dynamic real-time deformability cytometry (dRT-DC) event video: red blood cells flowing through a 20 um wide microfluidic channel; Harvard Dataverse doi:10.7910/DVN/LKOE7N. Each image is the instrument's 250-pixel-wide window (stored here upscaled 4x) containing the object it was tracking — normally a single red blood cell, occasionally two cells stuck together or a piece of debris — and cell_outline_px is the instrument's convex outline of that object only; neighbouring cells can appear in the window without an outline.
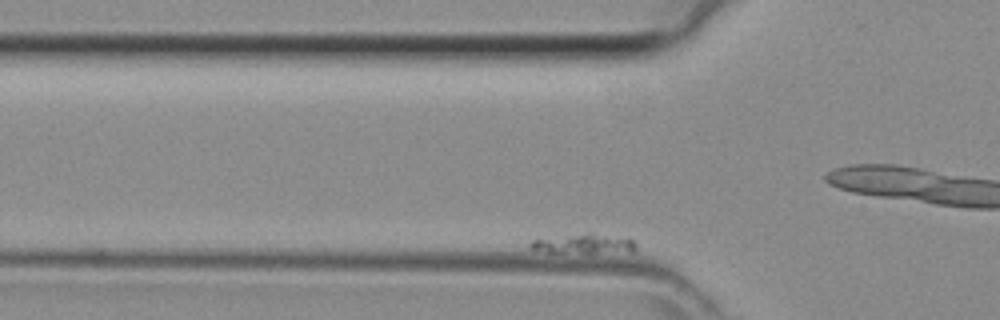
{"species": "common noctule bat (a hibernating species)", "species_latin": "Nyctalus noctula", "temperature_condition": "room temperature", "stored_images_in_passage": 51, "camera_frame_rate_fps": 3000, "um_per_image_px": 0.085, "animal": {"sex": "female", "body_mass_g": 29.2, "forearm_length_mm": 56.3}, "frame": {"image": 1, "passage_image": 10, "time_ms": 3.0, "image_size_px": [1000, 320], "cell_outline_px": [[636, 252], [548, 252], [528, 248], [528, 244], [532, 240], [588, 232], [596, 232], [628, 236], [636, 244]], "centroid_in_image_um": [49.74, 20.69], "position_along_channel_um": 76.1, "area_um2": 12.48}}
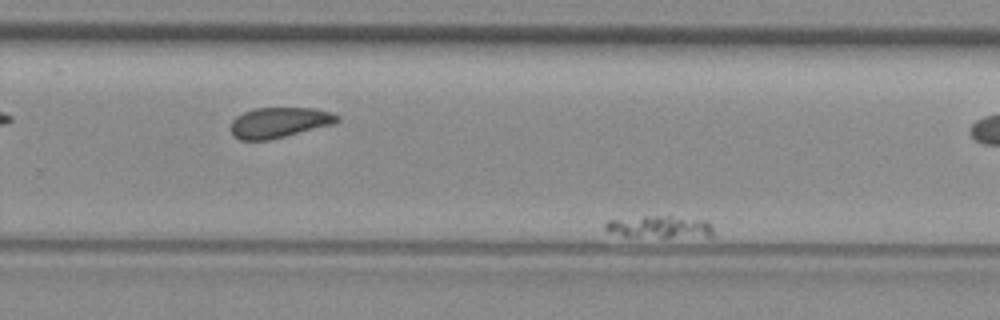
{"frame": {"image": 2, "passage_image": 32, "time_ms": 10.333, "image_size_px": [1000, 320], "cell_outline_px": [[712, 236], [624, 236], [608, 232], [604, 228], [604, 224], [608, 220], [644, 216], [668, 216], [708, 220], [712, 228]], "centroid_in_image_um": [56.02, 19.26], "position_along_channel_um": 273.8, "area_um2": 13.7}}
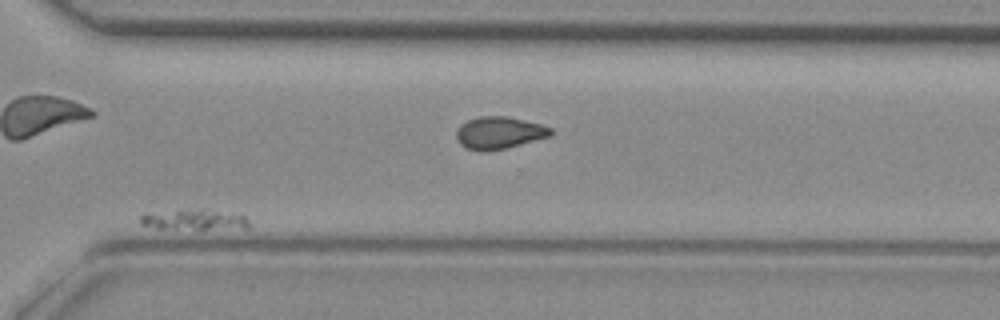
{"frame": {"image": 3, "passage_image": 40, "time_ms": 13.0, "image_size_px": [1000, 320], "cell_outline_px": [[248, 228], [156, 228], [140, 224], [140, 216], [144, 212], [200, 208], [204, 208], [244, 216], [248, 220]], "centroid_in_image_um": [16.41, 18.64], "position_along_channel_um": 354.2, "area_um2": 12.95}}